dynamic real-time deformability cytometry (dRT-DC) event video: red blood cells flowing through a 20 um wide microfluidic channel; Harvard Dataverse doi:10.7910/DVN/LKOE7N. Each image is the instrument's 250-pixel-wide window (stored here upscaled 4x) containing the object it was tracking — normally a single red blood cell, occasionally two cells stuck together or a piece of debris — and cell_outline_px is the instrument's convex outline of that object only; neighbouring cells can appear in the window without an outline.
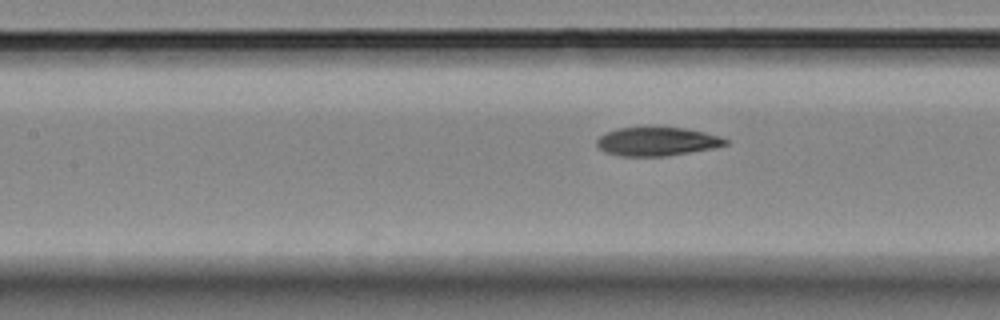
{"species": "Egyptian fruit bat (a non-hibernating species)", "species_latin": "Rousettus aegyptiacus", "temperature_condition": "room temperature", "stored_images_in_passage": 8, "segment_of_instrument_passage": [2, 2], "camera_frame_rate_fps": 3000, "um_per_image_px": 0.085, "animal": {"sex": "female"}, "frame": {"image": 1, "passage_image": 8, "time_ms": 8.0, "image_size_px": [1000, 320], "cell_outline_px": [[728, 144], [712, 148], [664, 156], [620, 156], [604, 152], [596, 144], [596, 140], [600, 136], [616, 128], [684, 128], [704, 132], [720, 136], [728, 140]], "centroid_in_image_um": [55.83, 12.03], "position_along_channel_um": 151.6, "area_um2": 21.15}}